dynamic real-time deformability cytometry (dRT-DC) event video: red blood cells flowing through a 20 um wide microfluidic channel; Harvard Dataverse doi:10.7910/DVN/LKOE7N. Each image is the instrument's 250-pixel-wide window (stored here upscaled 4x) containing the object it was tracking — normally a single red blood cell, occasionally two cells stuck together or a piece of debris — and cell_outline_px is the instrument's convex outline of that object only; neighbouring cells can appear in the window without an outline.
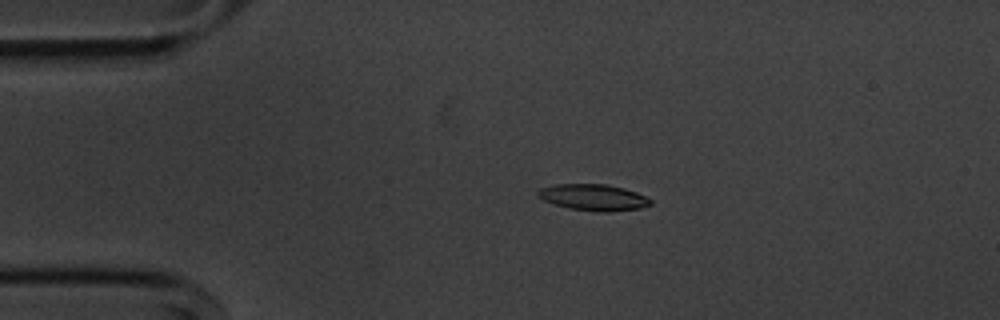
{"species": "common noctule bat (a hibernating species)", "species_latin": "Nyctalus noctula", "temperature_condition": "cold", "stored_images_in_passage": 45, "camera_frame_rate_fps": 3000, "um_per_image_px": 0.085, "animal": {"sex": "male", "body_mass_g": 20.1, "forearm_length_mm": 53.5}, "frame": {"image": 1, "passage_image": 1, "time_ms": 0.0, "image_size_px": [1000, 320], "cell_outline_px": [[652, 204], [640, 208], [604, 212], [600, 212], [572, 208], [556, 204], [544, 200], [536, 196], [536, 192], [540, 188], [556, 184], [604, 184], [624, 188], [636, 192], [652, 200]], "centroid_in_image_um": [50.43, 16.76], "position_along_channel_um": 34.6, "area_um2": 17.05}}
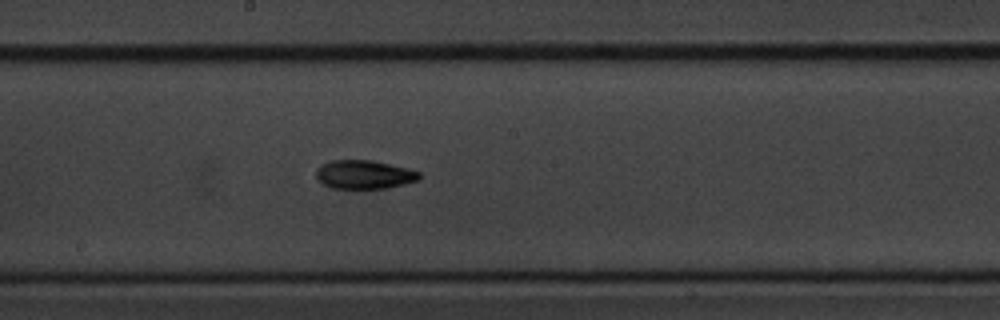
{"frame": {"image": 2, "passage_image": 19, "time_ms": 6.0, "image_size_px": [1000, 320], "cell_outline_px": [[420, 180], [404, 184], [384, 188], [332, 188], [324, 184], [316, 176], [316, 168], [320, 164], [332, 160], [372, 160], [420, 172]], "centroid_in_image_um": [30.93, 14.83], "position_along_channel_um": 217.3, "area_um2": 17.05}}
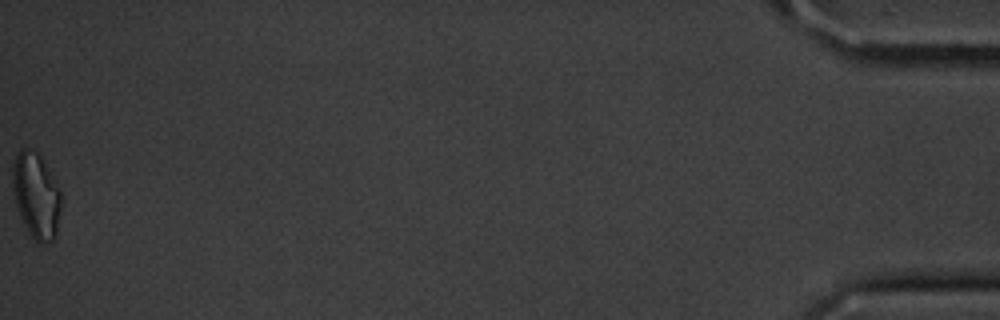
{"frame": {"image": 3, "passage_image": 45, "time_ms": 14.667, "image_size_px": [1000, 320], "cell_outline_px": [[60, 208], [56, 236], [52, 240], [44, 244], [40, 244], [28, 232], [24, 224], [16, 204], [12, 184], [12, 164], [20, 148], [28, 148], [36, 152], [40, 156], [60, 192]], "centroid_in_image_um": [3.05, 16.63], "position_along_channel_um": 432.2, "area_um2": 23.7}, "authors_computed_cell_mechanics": {"area_um2": 17.4556, "velocity_mm_per_s": 3.6224, "shape_relaxation_time_tau1_ms": 5.2545, "shape_relaxation_time_tau2_ms": null, "deformation_change_tau1": 0.1663, "deformation_change_tau2": null}}